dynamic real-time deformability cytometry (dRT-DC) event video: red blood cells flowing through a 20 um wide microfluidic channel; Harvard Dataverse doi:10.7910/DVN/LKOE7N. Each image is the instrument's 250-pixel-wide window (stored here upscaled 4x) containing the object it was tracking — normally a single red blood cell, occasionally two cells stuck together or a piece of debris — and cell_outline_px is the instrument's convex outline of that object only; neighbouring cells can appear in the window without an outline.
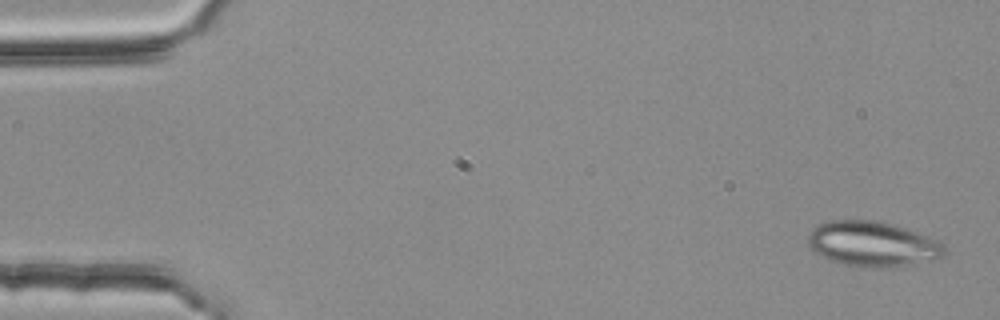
{"species": "common noctule bat (a hibernating species)", "species_latin": "Nyctalus noctula", "temperature_condition": "room temperature", "stored_images_in_passage": 6, "camera_frame_rate_fps": 3000, "um_per_image_px": 0.085, "animal": {"sex": "female", "body_mass_g": 25.1}, "frame": {"image": 1, "passage_image": 1, "time_ms": 0.0, "image_size_px": [1000, 320], "cell_outline_px": [[944, 252], [940, 256], [888, 268], [876, 268], [844, 264], [832, 260], [816, 252], [808, 244], [808, 236], [812, 228], [816, 224], [828, 220], [872, 220], [892, 224], [928, 236], [944, 244]], "centroid_in_image_um": [74.09, 20.71], "position_along_channel_um": 10.9, "area_um2": 35.08}}
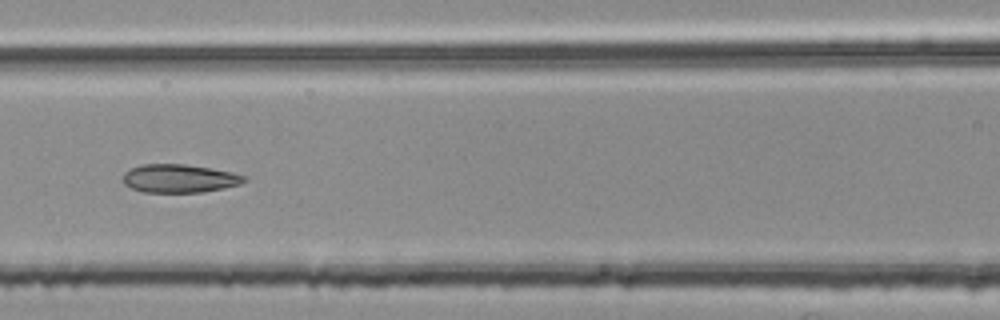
{"frame": {"image": 2, "passage_image": 6, "time_ms": 1.667, "image_size_px": [1000, 320], "cell_outline_px": [[248, 180], [240, 184], [224, 188], [204, 192], [144, 192], [132, 188], [124, 184], [124, 172], [140, 164], [184, 164], [232, 172], [244, 176]], "centroid_in_image_um": [15.25, 15.17], "position_along_channel_um": 151.4, "area_um2": 19.88}}